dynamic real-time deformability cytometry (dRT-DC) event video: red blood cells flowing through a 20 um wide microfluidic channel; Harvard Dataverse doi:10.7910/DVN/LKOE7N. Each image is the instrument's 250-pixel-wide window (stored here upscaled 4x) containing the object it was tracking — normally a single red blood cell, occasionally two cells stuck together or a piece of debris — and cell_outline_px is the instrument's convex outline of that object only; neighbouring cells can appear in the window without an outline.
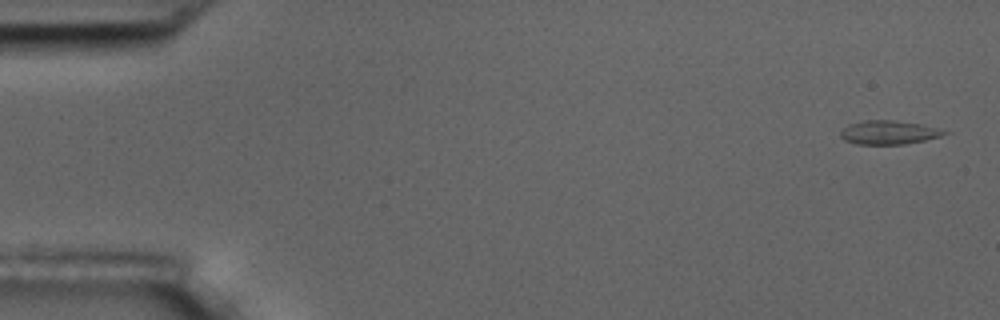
{"species": "common noctule bat (a hibernating species)", "species_latin": "Nyctalus noctula", "temperature_condition": "room temperature", "stored_images_in_passage": 5, "camera_frame_rate_fps": 3000, "um_per_image_px": 0.085, "animal": {"sex": "male", "body_mass_g": 17.5, "forearm_length_mm": 52.3}, "frame": {"image": 1, "passage_image": 1, "time_ms": 0.0, "image_size_px": [1000, 320], "cell_outline_px": [[952, 132], [940, 136], [924, 140], [904, 144], [856, 144], [844, 140], [840, 136], [840, 132], [848, 124], [864, 120], [892, 120], [924, 124]], "centroid_in_image_um": [75.55, 11.25], "position_along_channel_um": 9.4, "area_um2": 14.45}}
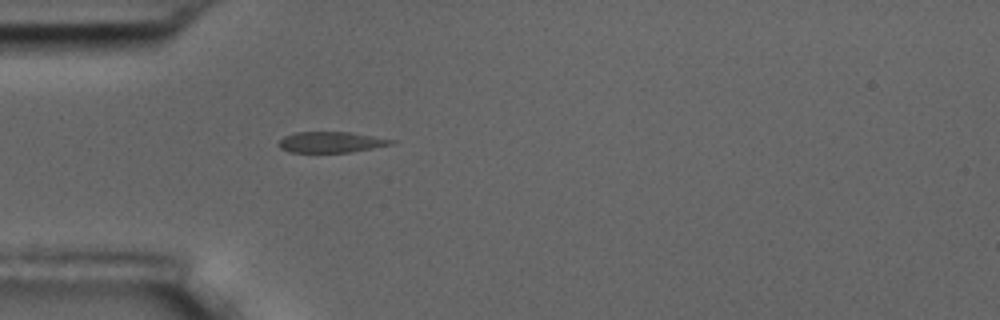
{"frame": {"image": 2, "passage_image": 5, "time_ms": 5.0, "image_size_px": [1000, 320], "cell_outline_px": [[396, 140], [392, 144], [352, 152], [288, 152], [280, 148], [276, 144], [284, 136], [296, 132], [348, 132]], "centroid_in_image_um": [28.08, 12.08], "position_along_channel_um": 56.9, "area_um2": 13.58}}